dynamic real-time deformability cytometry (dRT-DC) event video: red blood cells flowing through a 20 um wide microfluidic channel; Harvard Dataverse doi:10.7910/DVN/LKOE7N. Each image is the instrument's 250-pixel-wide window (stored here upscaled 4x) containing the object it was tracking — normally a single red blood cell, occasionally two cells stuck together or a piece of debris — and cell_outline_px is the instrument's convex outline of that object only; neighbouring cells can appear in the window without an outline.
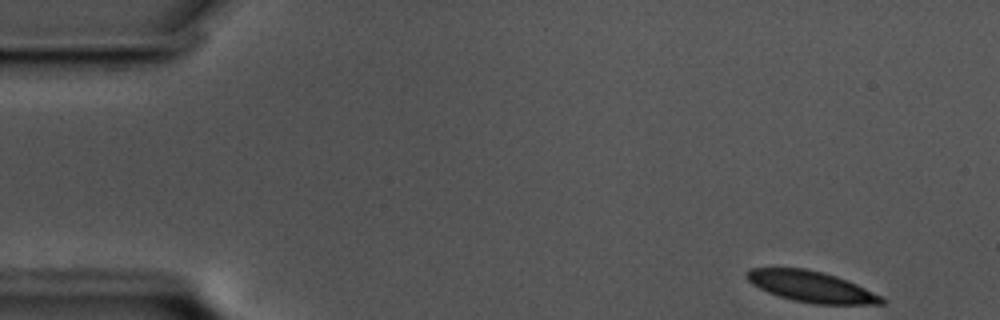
{"species": "common noctule bat (a hibernating species)", "species_latin": "Nyctalus noctula", "temperature_condition": "cold", "stored_images_in_passage": 56, "camera_frame_rate_fps": 3000, "um_per_image_px": 0.085, "animal": {"sex": "male", "body_mass_g": 17.5, "forearm_length_mm": 52.3}, "frame": {"image": 1, "passage_image": 1, "time_ms": 0.0, "image_size_px": [1000, 320], "cell_outline_px": [[888, 300], [884, 304], [812, 304], [792, 300], [768, 292], [752, 284], [744, 276], [744, 272], [748, 268], [804, 268], [836, 276], [856, 284]], "centroid_in_image_um": [68.92, 24.36], "position_along_channel_um": 16.1, "area_um2": 24.22}}
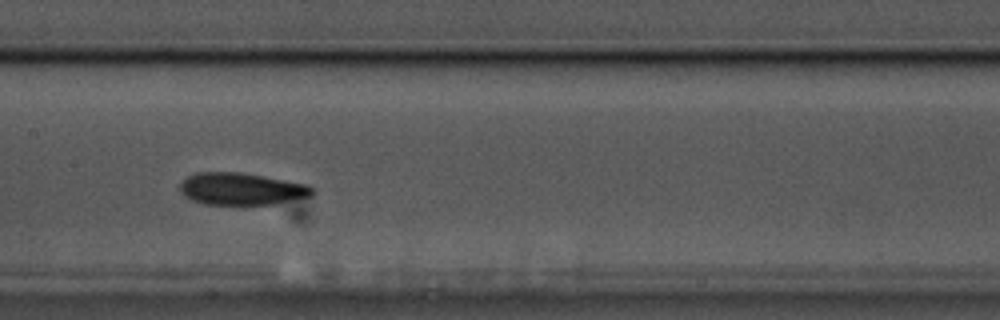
{"frame": {"image": 2, "passage_image": 25, "time_ms": 8.0, "image_size_px": [1000, 320], "cell_outline_px": [[316, 192], [312, 196], [272, 204], [240, 208], [236, 208], [204, 204], [192, 200], [184, 196], [180, 192], [180, 180], [196, 172], [240, 172], [264, 176], [308, 184], [316, 188]], "centroid_in_image_um": [20.52, 16.1], "position_along_channel_um": 186.9, "area_um2": 26.07}}
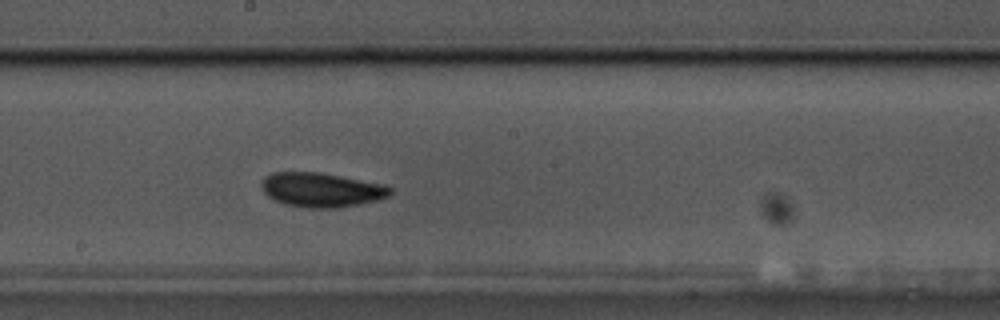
{"frame": {"image": 3, "passage_image": 28, "time_ms": 9.0, "image_size_px": [1000, 320], "cell_outline_px": [[392, 192], [388, 196], [376, 200], [360, 204], [336, 208], [308, 208], [284, 204], [272, 200], [264, 192], [260, 184], [264, 176], [272, 172], [320, 172], [384, 184], [392, 188]], "centroid_in_image_um": [27.29, 16.13], "position_along_channel_um": 220.9, "area_um2": 25.95}, "authors_computed_cell_mechanics": {"area_um2": 24.854, "velocity_mm_per_s": 3.4144, "shape_relaxation_time_tau1_ms": 2.6274, "shape_relaxation_time_tau2_ms": 3.8794, "deformation_change_tau1": 0.0936, "deformation_change_tau2": 0.0816}}